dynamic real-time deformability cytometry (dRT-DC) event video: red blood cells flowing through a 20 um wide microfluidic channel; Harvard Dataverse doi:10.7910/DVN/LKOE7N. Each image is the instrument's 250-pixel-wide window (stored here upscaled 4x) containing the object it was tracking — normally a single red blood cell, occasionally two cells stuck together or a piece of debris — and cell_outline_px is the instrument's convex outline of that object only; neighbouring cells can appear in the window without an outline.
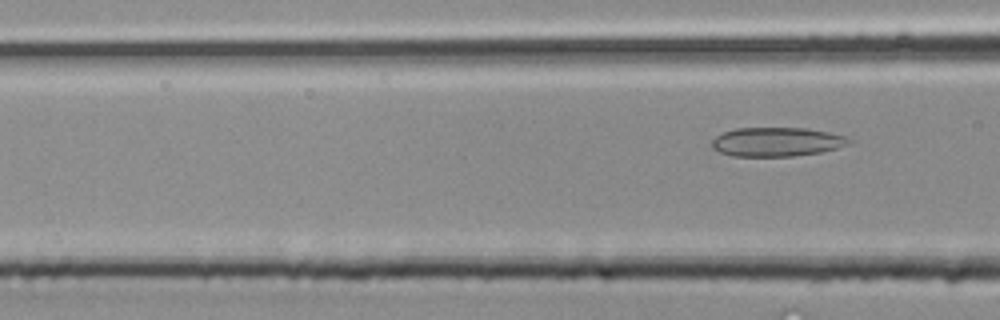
{"species": "common noctule bat (a hibernating species)", "species_latin": "Nyctalus noctula", "temperature_condition": "room temperature", "stored_images_in_passage": 5, "camera_frame_rate_fps": 3000, "um_per_image_px": 0.085, "animal": {"sex": "male", "body_mass_g": 20.4}, "frame": {"image": 1, "passage_image": 5, "time_ms": 1.333, "image_size_px": [1000, 320], "cell_outline_px": [[852, 140], [848, 144], [836, 148], [820, 152], [792, 156], [732, 156], [720, 152], [712, 148], [712, 140], [716, 136], [724, 132], [736, 128], [804, 128], [828, 132], [844, 136]], "centroid_in_image_um": [65.99, 12.06], "position_along_channel_um": 100.6, "area_um2": 23.0}}